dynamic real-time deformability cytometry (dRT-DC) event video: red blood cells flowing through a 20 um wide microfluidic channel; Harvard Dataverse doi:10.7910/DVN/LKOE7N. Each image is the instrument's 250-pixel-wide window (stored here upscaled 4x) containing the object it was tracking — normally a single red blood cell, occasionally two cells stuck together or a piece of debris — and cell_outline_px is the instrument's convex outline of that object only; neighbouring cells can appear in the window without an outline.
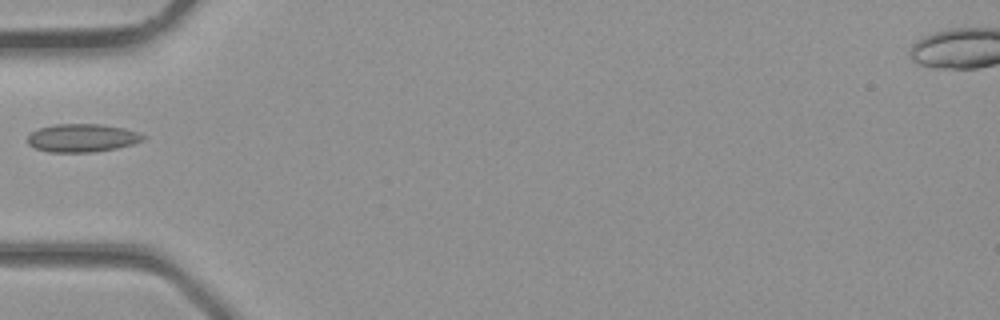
{"species": "common noctule bat (a hibernating species)", "species_latin": "Nyctalus noctula", "temperature_condition": "room temperature", "stored_images_in_passage": 3, "camera_frame_rate_fps": 3000, "um_per_image_px": 0.085, "animal": {"sex": "male", "body_mass_g": 23.1, "forearm_length_mm": 52.7}, "frame": {"image": 1, "passage_image": 3, "time_ms": 0.667, "image_size_px": [1000, 320], "cell_outline_px": [[148, 136], [144, 140], [132, 144], [116, 148], [92, 152], [48, 152], [36, 148], [28, 144], [28, 136], [32, 132], [40, 128], [56, 124], [100, 124], [124, 128]], "centroid_in_image_um": [7.0, 11.72], "position_along_channel_um": 78.0, "area_um2": 18.84}}